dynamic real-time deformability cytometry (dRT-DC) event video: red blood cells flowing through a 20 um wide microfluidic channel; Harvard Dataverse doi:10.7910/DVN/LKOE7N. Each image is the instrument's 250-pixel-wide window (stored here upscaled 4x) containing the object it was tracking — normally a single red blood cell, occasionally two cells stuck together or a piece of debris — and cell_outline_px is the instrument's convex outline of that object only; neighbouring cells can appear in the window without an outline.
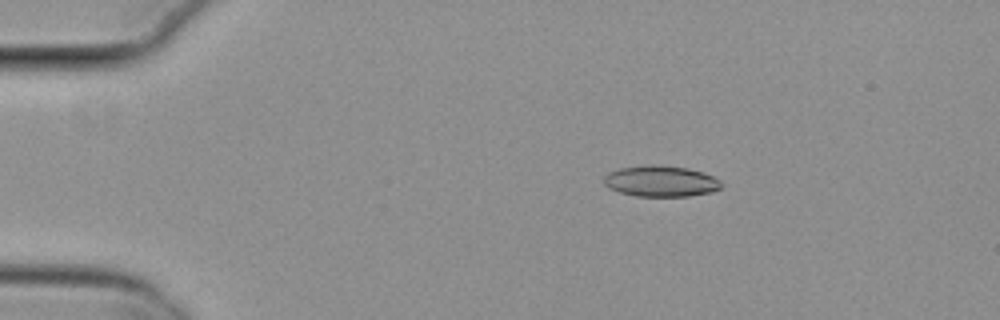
{"species": "common noctule bat (a hibernating species)", "species_latin": "Nyctalus noctula", "temperature_condition": "cold", "stored_images_in_passage": 4, "camera_frame_rate_fps": 3000, "um_per_image_px": 0.085, "animal": {"sex": "female", "body_mass_g": 29.2, "forearm_length_mm": 56.3}, "frame": {"image": 1, "passage_image": 3, "time_ms": 0.667, "image_size_px": [1000, 320], "cell_outline_px": [[724, 184], [720, 188], [712, 192], [688, 196], [636, 196], [620, 192], [608, 188], [604, 184], [604, 176], [608, 172], [620, 168], [652, 164], [688, 168], [704, 172], [720, 180]], "centroid_in_image_um": [56.18, 15.4], "position_along_channel_um": 28.8, "area_um2": 21.33}}